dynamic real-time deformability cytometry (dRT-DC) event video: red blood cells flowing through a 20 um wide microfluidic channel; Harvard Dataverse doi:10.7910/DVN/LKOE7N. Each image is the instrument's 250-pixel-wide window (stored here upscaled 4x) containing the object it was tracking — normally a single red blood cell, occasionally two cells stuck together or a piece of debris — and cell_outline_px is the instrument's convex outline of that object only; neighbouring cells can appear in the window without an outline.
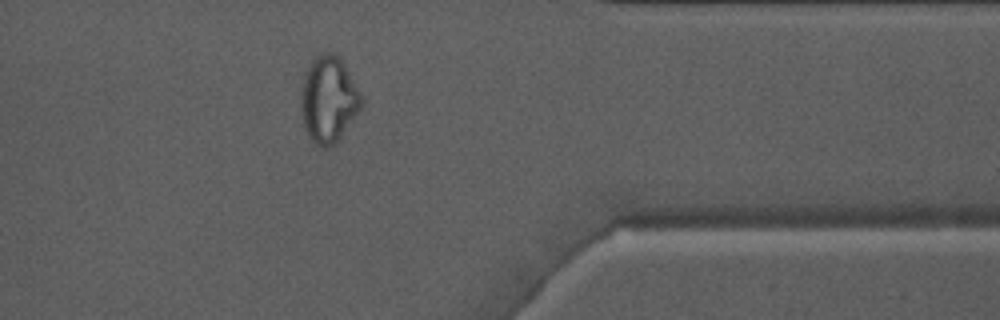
{"species": "Egyptian fruit bat (a non-hibernating species)", "species_latin": "Rousettus aegyptiacus", "temperature_condition": "warm", "stored_images_in_passage": 35, "camera_frame_rate_fps": 3000, "um_per_image_px": 0.085, "animal": {"sex": "male"}, "frame": {"image": 1, "passage_image": 25, "time_ms": 8.0, "image_size_px": [1000, 320], "cell_outline_px": [[364, 104], [340, 136], [328, 148], [324, 148], [316, 144], [308, 136], [300, 112], [300, 84], [308, 64], [316, 56], [324, 52], [332, 52], [344, 64], [364, 96]], "centroid_in_image_um": [27.91, 8.42], "position_along_channel_um": 383.5, "area_um2": 30.63}}
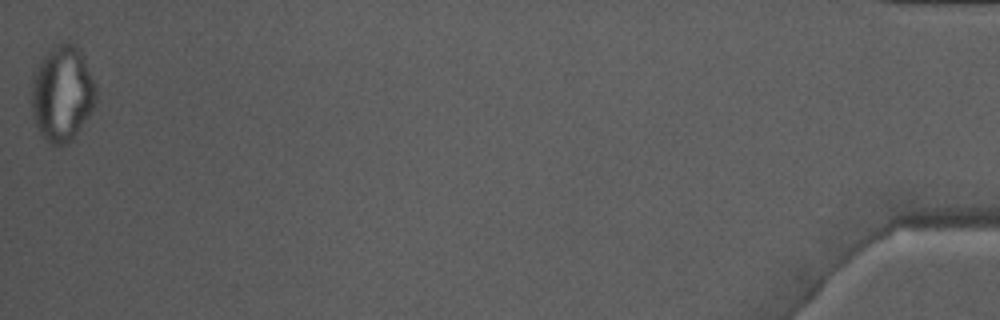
{"frame": {"image": 2, "passage_image": 35, "time_ms": 11.333, "image_size_px": [1000, 320], "cell_outline_px": [[96, 96], [92, 108], [76, 132], [64, 144], [48, 144], [40, 136], [32, 112], [32, 72], [40, 60], [60, 40], [64, 40], [72, 44], [84, 56], [96, 88]], "centroid_in_image_um": [5.24, 7.91], "position_along_channel_um": 430.0, "area_um2": 35.49}}